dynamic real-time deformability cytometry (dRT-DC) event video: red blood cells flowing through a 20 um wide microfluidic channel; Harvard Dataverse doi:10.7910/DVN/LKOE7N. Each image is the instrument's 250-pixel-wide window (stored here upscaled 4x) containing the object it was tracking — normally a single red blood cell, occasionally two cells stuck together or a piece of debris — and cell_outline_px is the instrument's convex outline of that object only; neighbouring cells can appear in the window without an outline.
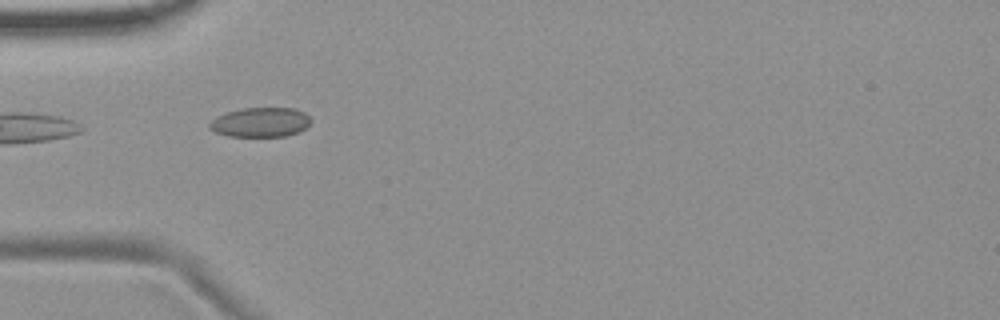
{"species": "common noctule bat (a hibernating species)", "species_latin": "Nyctalus noctula", "temperature_condition": "room temperature", "stored_images_in_passage": 2, "camera_frame_rate_fps": 3000, "um_per_image_px": 0.085, "animal": {"sex": "female", "body_mass_g": 19.9}, "frame": {"image": 1, "passage_image": 1, "time_ms": 0.0, "image_size_px": [1000, 320], "cell_outline_px": [[312, 120], [300, 132], [288, 136], [228, 136], [216, 132], [208, 128], [208, 124], [216, 116], [228, 112], [244, 108], [292, 108], [304, 112]], "centroid_in_image_um": [22.13, 10.4], "position_along_channel_um": 62.9, "area_um2": 17.4}}
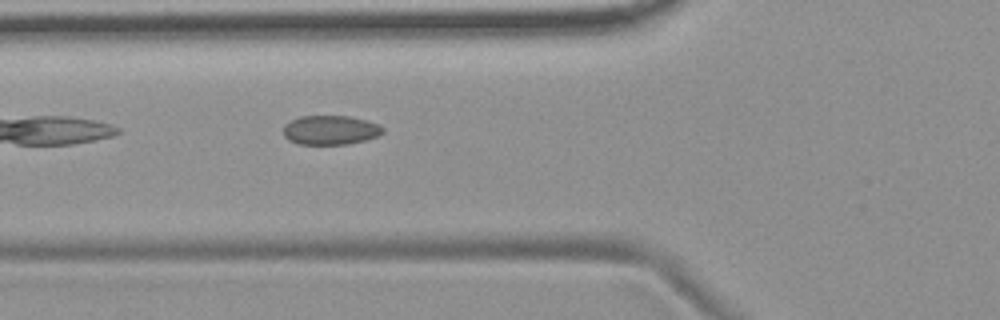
{"frame": {"image": 2, "passage_image": 2, "time_ms": 1.0, "image_size_px": [1000, 320], "cell_outline_px": [[384, 132], [376, 136], [364, 140], [348, 144], [296, 144], [288, 140], [284, 136], [284, 124], [300, 116], [348, 116], [368, 120], [384, 128]], "centroid_in_image_um": [28.06, 11.05], "position_along_channel_um": 97.7, "area_um2": 16.94}}